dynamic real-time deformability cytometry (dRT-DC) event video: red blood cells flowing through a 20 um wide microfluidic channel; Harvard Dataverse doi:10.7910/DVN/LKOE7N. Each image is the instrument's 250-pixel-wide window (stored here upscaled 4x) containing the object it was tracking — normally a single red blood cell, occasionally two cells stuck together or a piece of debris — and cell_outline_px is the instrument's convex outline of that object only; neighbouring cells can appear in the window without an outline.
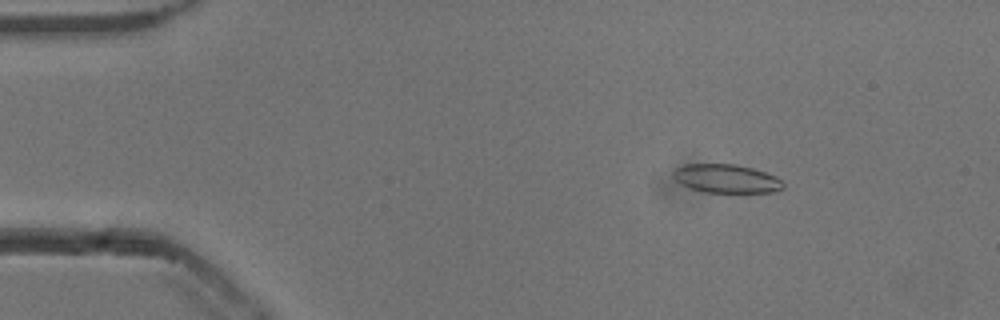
{"species": "common noctule bat (a hibernating species)", "species_latin": "Nyctalus noctula", "temperature_condition": "cold", "stored_images_in_passage": 53, "camera_frame_rate_fps": 3000, "um_per_image_px": 0.085, "animal": {"sex": "male", "body_mass_g": 13.3}, "frame": {"image": 1, "passage_image": 7, "time_ms": 2.0, "image_size_px": [1000, 320], "cell_outline_px": [[784, 188], [776, 192], [704, 192], [688, 188], [680, 184], [672, 176], [672, 172], [676, 168], [684, 164], [736, 164], [752, 168], [776, 176], [784, 184]], "centroid_in_image_um": [61.71, 15.18], "position_along_channel_um": 23.3, "area_um2": 18.44}}
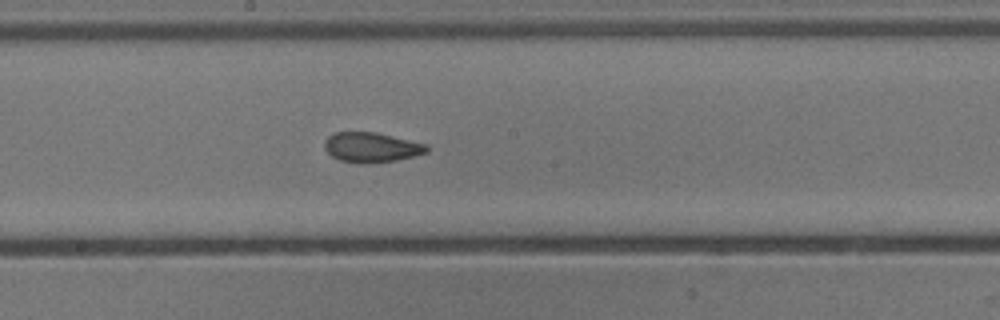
{"frame": {"image": 2, "passage_image": 28, "time_ms": 9.0, "image_size_px": [1000, 320], "cell_outline_px": [[428, 152], [396, 160], [368, 164], [364, 164], [340, 160], [332, 156], [324, 148], [324, 140], [328, 136], [336, 132], [376, 132], [428, 144]], "centroid_in_image_um": [31.57, 12.52], "position_along_channel_um": 216.6, "area_um2": 17.86}}
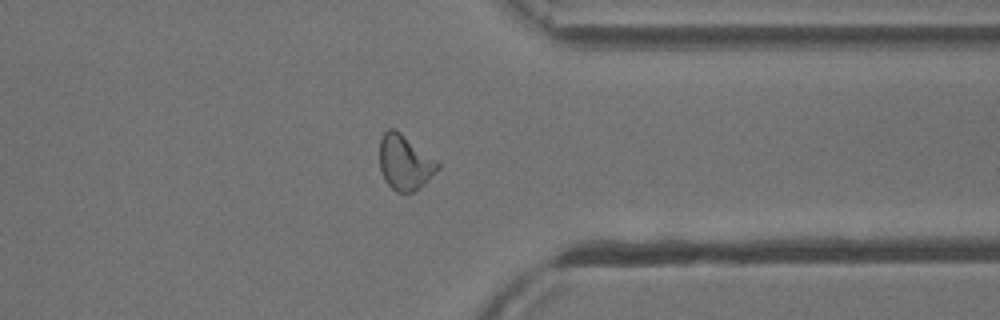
{"frame": {"image": 3, "passage_image": 41, "time_ms": 13.333, "image_size_px": [1000, 320], "cell_outline_px": [[440, 168], [420, 188], [412, 192], [396, 192], [384, 180], [380, 168], [380, 140], [384, 132], [388, 128], [392, 128], [400, 132], [436, 160], [440, 164]], "centroid_in_image_um": [34.4, 13.82], "position_along_channel_um": 377.0, "area_um2": 18.5}, "authors_computed_cell_mechanics": {"area_um2": 18.6116, "velocity_mm_per_s": 3.8473, "shape_relaxation_time_tau1_ms": null, "shape_relaxation_time_tau2_ms": 1.7321, "deformation_change_tau1": null, "deformation_change_tau2": 0.0841}}